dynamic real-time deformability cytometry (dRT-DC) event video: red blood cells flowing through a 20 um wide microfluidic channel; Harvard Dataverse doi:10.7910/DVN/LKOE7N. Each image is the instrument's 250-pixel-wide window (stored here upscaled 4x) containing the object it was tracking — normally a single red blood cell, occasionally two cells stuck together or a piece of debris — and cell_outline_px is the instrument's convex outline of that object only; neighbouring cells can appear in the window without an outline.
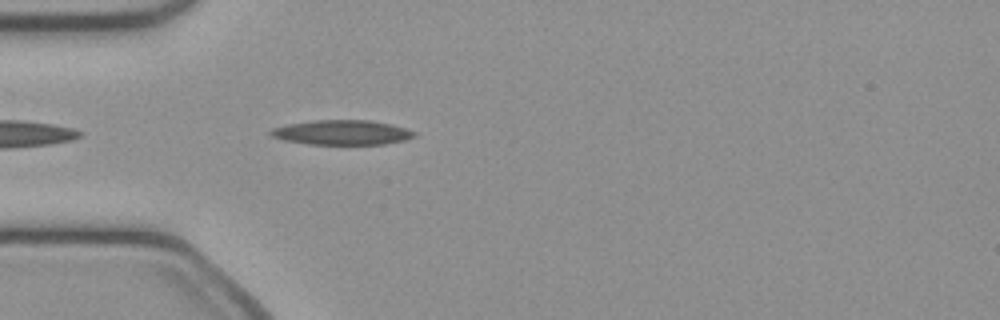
{"species": "common noctule bat (a hibernating species)", "species_latin": "Nyctalus noctula", "temperature_condition": "cold", "stored_images_in_passage": 24, "camera_frame_rate_fps": 3000, "um_per_image_px": 0.085, "animal": {"sex": "female", "body_mass_g": 21.9}, "frame": {"image": 1, "passage_image": 3, "time_ms": 0.667, "image_size_px": [1000, 320], "cell_outline_px": [[416, 136], [404, 140], [384, 144], [308, 144], [284, 140], [272, 136], [268, 132], [272, 128], [288, 124], [312, 120], [368, 120], [388, 124], [404, 128], [416, 132]], "centroid_in_image_um": [29.04, 11.26], "position_along_channel_um": 56.0, "area_um2": 20.52}}
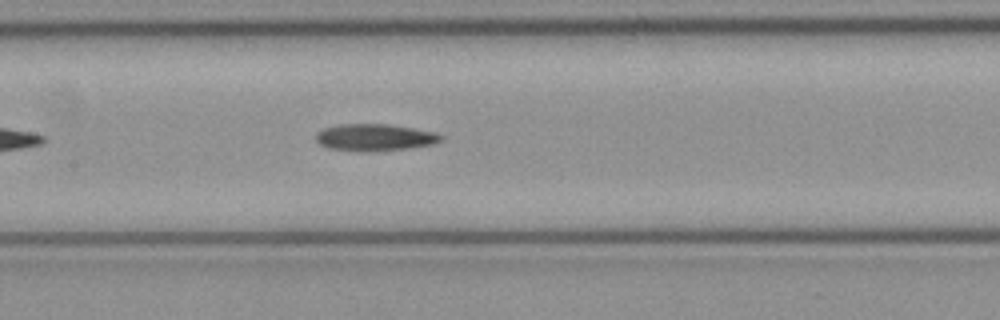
{"frame": {"image": 2, "passage_image": 12, "time_ms": 3.667, "image_size_px": [1000, 320], "cell_outline_px": [[444, 136], [440, 140], [432, 144], [408, 148], [376, 152], [364, 152], [328, 148], [320, 144], [316, 140], [316, 132], [324, 128], [340, 124], [388, 124], [436, 132]], "centroid_in_image_um": [31.83, 11.68], "position_along_channel_um": 175.6, "area_um2": 19.71}}
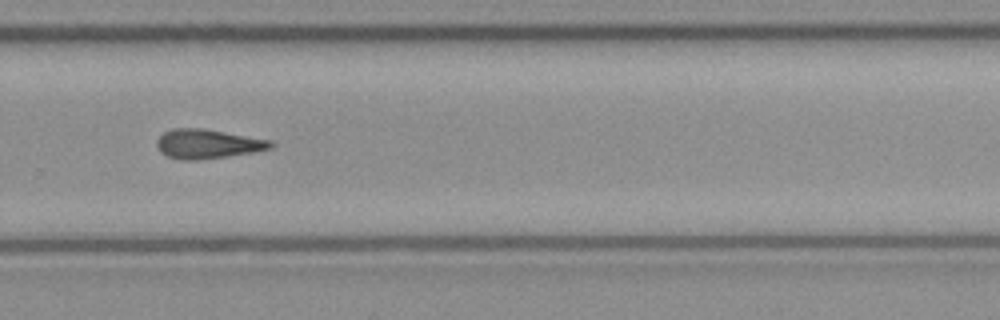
{"frame": {"image": 3, "passage_image": 22, "time_ms": 7.0, "image_size_px": [1000, 320], "cell_outline_px": [[276, 144], [272, 148], [252, 152], [228, 156], [200, 160], [180, 160], [168, 156], [160, 152], [156, 144], [156, 140], [164, 132], [172, 128], [204, 128], [272, 140]], "centroid_in_image_um": [17.66, 12.23], "position_along_channel_um": 312.1, "area_um2": 19.65}}